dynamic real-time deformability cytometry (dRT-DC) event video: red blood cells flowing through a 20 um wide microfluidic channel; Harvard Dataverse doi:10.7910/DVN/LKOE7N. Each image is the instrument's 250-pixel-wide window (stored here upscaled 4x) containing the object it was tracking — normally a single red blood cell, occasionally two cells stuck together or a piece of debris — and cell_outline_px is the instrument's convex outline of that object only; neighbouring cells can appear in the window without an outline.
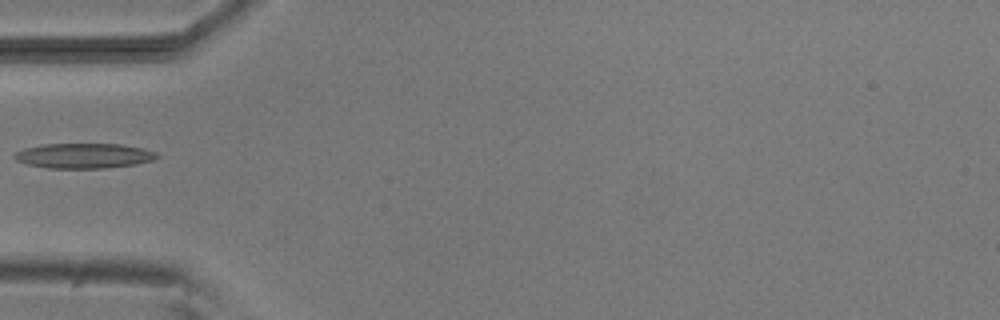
{"species": "common noctule bat (a hibernating species)", "species_latin": "Nyctalus noctula", "temperature_condition": "room temperature", "stored_images_in_passage": 1, "camera_frame_rate_fps": 3000, "um_per_image_px": 0.085, "animal": {"sex": "male", "body_mass_g": 20.5, "forearm_length_mm": 52.5}, "frame": {"image": 1, "passage_image": 1, "time_ms": 0.0, "image_size_px": [1000, 320], "cell_outline_px": [[160, 156], [152, 160], [136, 164], [104, 168], [48, 168], [28, 164], [16, 160], [12, 156], [16, 152], [24, 148], [44, 144], [120, 144], [140, 148], [156, 152]], "centroid_in_image_um": [7.11, 13.24], "position_along_channel_um": 77.9, "area_um2": 20.63}}